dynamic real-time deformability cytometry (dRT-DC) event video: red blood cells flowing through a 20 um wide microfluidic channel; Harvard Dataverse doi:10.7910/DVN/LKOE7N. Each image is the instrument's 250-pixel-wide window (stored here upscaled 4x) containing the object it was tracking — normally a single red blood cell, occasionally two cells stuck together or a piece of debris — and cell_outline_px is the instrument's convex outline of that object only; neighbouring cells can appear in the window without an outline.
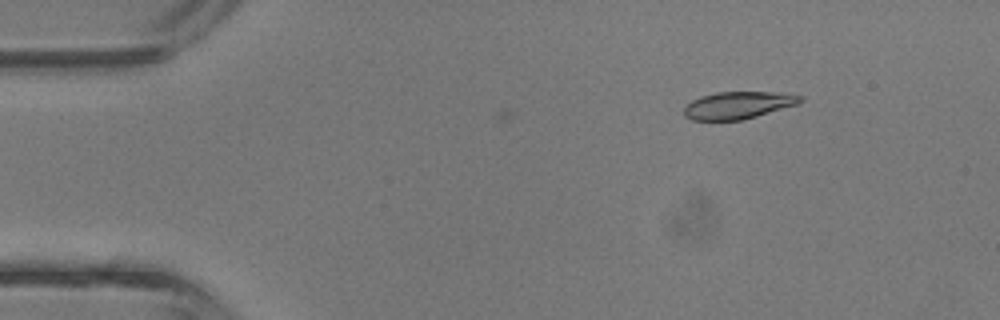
{"species": "common noctule bat (a hibernating species)", "species_latin": "Nyctalus noctula", "temperature_condition": "room temperature", "stored_images_in_passage": 9, "camera_frame_rate_fps": 3000, "um_per_image_px": 0.085, "animal": {"sex": "male", "body_mass_g": 13.3}, "frame": {"image": 1, "passage_image": 9, "time_ms": 2.667, "image_size_px": [1000, 320], "cell_outline_px": [[804, 100], [796, 104], [756, 116], [740, 120], [692, 120], [684, 116], [684, 108], [692, 100], [700, 96], [716, 92], [772, 92], [804, 96]], "centroid_in_image_um": [62.7, 8.94], "position_along_channel_um": 22.3, "area_um2": 18.26}}